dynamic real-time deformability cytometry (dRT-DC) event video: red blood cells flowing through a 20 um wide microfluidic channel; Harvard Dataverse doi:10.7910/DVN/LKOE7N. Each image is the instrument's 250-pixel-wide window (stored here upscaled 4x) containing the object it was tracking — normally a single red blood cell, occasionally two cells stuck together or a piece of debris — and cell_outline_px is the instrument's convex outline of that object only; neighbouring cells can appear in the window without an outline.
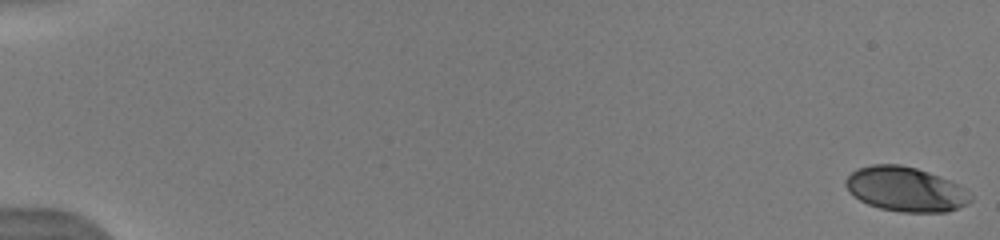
{"species": "human", "species_latin": "Homo sapiens", "temperature_condition": "warm", "stored_images_in_passage": 26, "camera_frame_rate_fps": 3000, "um_per_image_px": 0.085, "donor": {"sex": "male"}, "frame": {"image": 1, "passage_image": 1, "time_ms": 0.0, "image_size_px": [1000, 240], "cell_outline_px": [[972, 200], [968, 204], [948, 212], [900, 212], [880, 208], [868, 204], [860, 200], [848, 192], [844, 184], [844, 180], [856, 168], [872, 164], [900, 164], [916, 168], [940, 176], [960, 184], [972, 196]], "centroid_in_image_um": [76.97, 16.08], "position_along_channel_um": 8.0, "area_um2": 32.77}}
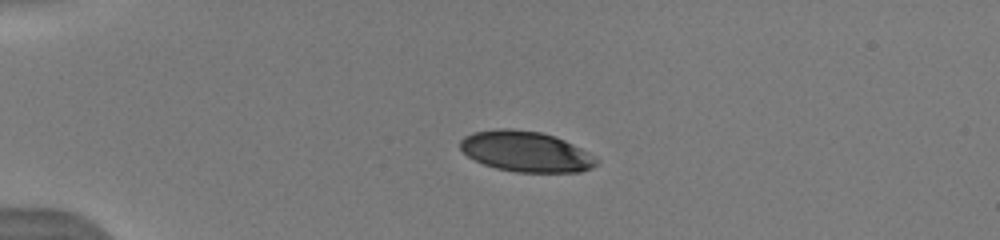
{"frame": {"image": 2, "passage_image": 9, "time_ms": 4.333, "image_size_px": [1000, 240], "cell_outline_px": [[600, 160], [592, 168], [580, 172], [516, 172], [496, 168], [484, 164], [468, 156], [460, 148], [460, 140], [464, 136], [472, 132], [500, 128], [512, 128], [540, 132], [556, 136], [596, 156]], "centroid_in_image_um": [44.71, 12.87], "position_along_channel_um": 40.3, "area_um2": 32.31}}
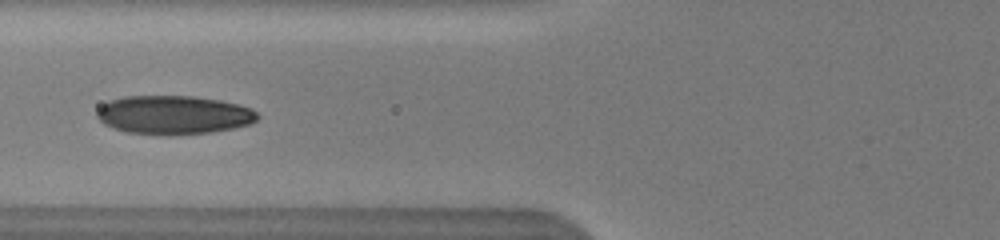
{"frame": {"image": 3, "passage_image": 18, "time_ms": 7.333, "image_size_px": [1000, 240], "cell_outline_px": [[260, 116], [256, 120], [248, 124], [232, 128], [208, 132], [124, 132], [112, 128], [104, 124], [96, 116], [96, 112], [108, 100], [124, 96], [196, 96], [220, 100], [240, 104], [252, 108]], "centroid_in_image_um": [14.76, 9.71], "position_along_channel_um": 111.0, "area_um2": 35.32}}